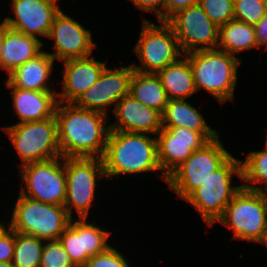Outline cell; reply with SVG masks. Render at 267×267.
I'll return each instance as SVG.
<instances>
[{
  "label": "cell",
  "instance_id": "obj_1",
  "mask_svg": "<svg viewBox=\"0 0 267 267\" xmlns=\"http://www.w3.org/2000/svg\"><path fill=\"white\" fill-rule=\"evenodd\" d=\"M55 118L61 157H103L110 133V126L106 125L108 115L58 102Z\"/></svg>",
  "mask_w": 267,
  "mask_h": 267
},
{
  "label": "cell",
  "instance_id": "obj_2",
  "mask_svg": "<svg viewBox=\"0 0 267 267\" xmlns=\"http://www.w3.org/2000/svg\"><path fill=\"white\" fill-rule=\"evenodd\" d=\"M102 162L108 180L125 173L161 171L157 139L147 133L110 131Z\"/></svg>",
  "mask_w": 267,
  "mask_h": 267
},
{
  "label": "cell",
  "instance_id": "obj_3",
  "mask_svg": "<svg viewBox=\"0 0 267 267\" xmlns=\"http://www.w3.org/2000/svg\"><path fill=\"white\" fill-rule=\"evenodd\" d=\"M184 57L191 64L197 91L205 89L222 104L233 100L239 57L218 48L191 52Z\"/></svg>",
  "mask_w": 267,
  "mask_h": 267
},
{
  "label": "cell",
  "instance_id": "obj_4",
  "mask_svg": "<svg viewBox=\"0 0 267 267\" xmlns=\"http://www.w3.org/2000/svg\"><path fill=\"white\" fill-rule=\"evenodd\" d=\"M242 179L241 160L230 156L206 181L194 190L186 199L200 213L208 226L223 215L225 207L243 187L231 185L232 176Z\"/></svg>",
  "mask_w": 267,
  "mask_h": 267
},
{
  "label": "cell",
  "instance_id": "obj_5",
  "mask_svg": "<svg viewBox=\"0 0 267 267\" xmlns=\"http://www.w3.org/2000/svg\"><path fill=\"white\" fill-rule=\"evenodd\" d=\"M71 217L64 206L37 201L19 193L9 226L18 233L41 240H56Z\"/></svg>",
  "mask_w": 267,
  "mask_h": 267
},
{
  "label": "cell",
  "instance_id": "obj_6",
  "mask_svg": "<svg viewBox=\"0 0 267 267\" xmlns=\"http://www.w3.org/2000/svg\"><path fill=\"white\" fill-rule=\"evenodd\" d=\"M15 147L22 165L61 157L55 115L42 121L2 127Z\"/></svg>",
  "mask_w": 267,
  "mask_h": 267
},
{
  "label": "cell",
  "instance_id": "obj_7",
  "mask_svg": "<svg viewBox=\"0 0 267 267\" xmlns=\"http://www.w3.org/2000/svg\"><path fill=\"white\" fill-rule=\"evenodd\" d=\"M223 146L218 136L209 140L167 177L178 198L185 200L231 156Z\"/></svg>",
  "mask_w": 267,
  "mask_h": 267
},
{
  "label": "cell",
  "instance_id": "obj_8",
  "mask_svg": "<svg viewBox=\"0 0 267 267\" xmlns=\"http://www.w3.org/2000/svg\"><path fill=\"white\" fill-rule=\"evenodd\" d=\"M161 22L162 24L155 25L143 17L140 36L133 50L138 55L141 66L133 62L131 65L134 70L157 73L184 57L172 27L166 21Z\"/></svg>",
  "mask_w": 267,
  "mask_h": 267
},
{
  "label": "cell",
  "instance_id": "obj_9",
  "mask_svg": "<svg viewBox=\"0 0 267 267\" xmlns=\"http://www.w3.org/2000/svg\"><path fill=\"white\" fill-rule=\"evenodd\" d=\"M217 221L233 230V239L255 242L267 228L265 196L242 187Z\"/></svg>",
  "mask_w": 267,
  "mask_h": 267
},
{
  "label": "cell",
  "instance_id": "obj_10",
  "mask_svg": "<svg viewBox=\"0 0 267 267\" xmlns=\"http://www.w3.org/2000/svg\"><path fill=\"white\" fill-rule=\"evenodd\" d=\"M66 199L64 207L72 218L73 208L79 218H87L95 187L100 178H106L102 158H65Z\"/></svg>",
  "mask_w": 267,
  "mask_h": 267
},
{
  "label": "cell",
  "instance_id": "obj_11",
  "mask_svg": "<svg viewBox=\"0 0 267 267\" xmlns=\"http://www.w3.org/2000/svg\"><path fill=\"white\" fill-rule=\"evenodd\" d=\"M53 158L46 161L20 165L21 178L25 187L20 194L44 203L64 206L66 199L65 158ZM63 166V167H62Z\"/></svg>",
  "mask_w": 267,
  "mask_h": 267
},
{
  "label": "cell",
  "instance_id": "obj_12",
  "mask_svg": "<svg viewBox=\"0 0 267 267\" xmlns=\"http://www.w3.org/2000/svg\"><path fill=\"white\" fill-rule=\"evenodd\" d=\"M166 22L172 27L183 55L218 47L219 27L199 3L175 12Z\"/></svg>",
  "mask_w": 267,
  "mask_h": 267
},
{
  "label": "cell",
  "instance_id": "obj_13",
  "mask_svg": "<svg viewBox=\"0 0 267 267\" xmlns=\"http://www.w3.org/2000/svg\"><path fill=\"white\" fill-rule=\"evenodd\" d=\"M157 136L158 161L162 170L160 177L165 182L167 177L194 151L208 142L200 132L183 127L162 128Z\"/></svg>",
  "mask_w": 267,
  "mask_h": 267
},
{
  "label": "cell",
  "instance_id": "obj_14",
  "mask_svg": "<svg viewBox=\"0 0 267 267\" xmlns=\"http://www.w3.org/2000/svg\"><path fill=\"white\" fill-rule=\"evenodd\" d=\"M134 72L132 65L102 71L99 79L88 88L74 104L80 108L95 110L106 115L107 106L117 103L129 94L130 79Z\"/></svg>",
  "mask_w": 267,
  "mask_h": 267
},
{
  "label": "cell",
  "instance_id": "obj_15",
  "mask_svg": "<svg viewBox=\"0 0 267 267\" xmlns=\"http://www.w3.org/2000/svg\"><path fill=\"white\" fill-rule=\"evenodd\" d=\"M92 33L78 21L60 11L55 15L48 37L54 39L55 53H49L54 59L66 61L92 55L96 44Z\"/></svg>",
  "mask_w": 267,
  "mask_h": 267
},
{
  "label": "cell",
  "instance_id": "obj_16",
  "mask_svg": "<svg viewBox=\"0 0 267 267\" xmlns=\"http://www.w3.org/2000/svg\"><path fill=\"white\" fill-rule=\"evenodd\" d=\"M110 234L94 223H87L86 218H80V220L71 218L59 240L72 262L77 267H84L90 257L109 247L107 240Z\"/></svg>",
  "mask_w": 267,
  "mask_h": 267
},
{
  "label": "cell",
  "instance_id": "obj_17",
  "mask_svg": "<svg viewBox=\"0 0 267 267\" xmlns=\"http://www.w3.org/2000/svg\"><path fill=\"white\" fill-rule=\"evenodd\" d=\"M15 19L5 17L3 24L23 34L48 37L53 19L60 11L55 0H12Z\"/></svg>",
  "mask_w": 267,
  "mask_h": 267
},
{
  "label": "cell",
  "instance_id": "obj_18",
  "mask_svg": "<svg viewBox=\"0 0 267 267\" xmlns=\"http://www.w3.org/2000/svg\"><path fill=\"white\" fill-rule=\"evenodd\" d=\"M113 114L117 117L110 124V131H126L136 133H151L157 135L162 127V113L142 105L130 94L122 97L114 104Z\"/></svg>",
  "mask_w": 267,
  "mask_h": 267
},
{
  "label": "cell",
  "instance_id": "obj_19",
  "mask_svg": "<svg viewBox=\"0 0 267 267\" xmlns=\"http://www.w3.org/2000/svg\"><path fill=\"white\" fill-rule=\"evenodd\" d=\"M62 92H57L58 102L74 103L88 88L99 79L106 67L95 58L70 59L63 61Z\"/></svg>",
  "mask_w": 267,
  "mask_h": 267
},
{
  "label": "cell",
  "instance_id": "obj_20",
  "mask_svg": "<svg viewBox=\"0 0 267 267\" xmlns=\"http://www.w3.org/2000/svg\"><path fill=\"white\" fill-rule=\"evenodd\" d=\"M6 88H12L14 112L20 122H35L51 118L55 115L58 103L57 91H31L14 87L6 80Z\"/></svg>",
  "mask_w": 267,
  "mask_h": 267
},
{
  "label": "cell",
  "instance_id": "obj_21",
  "mask_svg": "<svg viewBox=\"0 0 267 267\" xmlns=\"http://www.w3.org/2000/svg\"><path fill=\"white\" fill-rule=\"evenodd\" d=\"M43 42L39 38L13 30L4 24L1 69L12 73L30 59L42 52Z\"/></svg>",
  "mask_w": 267,
  "mask_h": 267
},
{
  "label": "cell",
  "instance_id": "obj_22",
  "mask_svg": "<svg viewBox=\"0 0 267 267\" xmlns=\"http://www.w3.org/2000/svg\"><path fill=\"white\" fill-rule=\"evenodd\" d=\"M54 58L42 51L36 57L18 66L8 75V81L17 88L31 91H54L48 85L52 75Z\"/></svg>",
  "mask_w": 267,
  "mask_h": 267
},
{
  "label": "cell",
  "instance_id": "obj_23",
  "mask_svg": "<svg viewBox=\"0 0 267 267\" xmlns=\"http://www.w3.org/2000/svg\"><path fill=\"white\" fill-rule=\"evenodd\" d=\"M163 128H187L200 132L208 141L218 136L211 129L199 111L184 100H168L162 113Z\"/></svg>",
  "mask_w": 267,
  "mask_h": 267
},
{
  "label": "cell",
  "instance_id": "obj_24",
  "mask_svg": "<svg viewBox=\"0 0 267 267\" xmlns=\"http://www.w3.org/2000/svg\"><path fill=\"white\" fill-rule=\"evenodd\" d=\"M168 100H186L197 92L189 59L179 58L156 73Z\"/></svg>",
  "mask_w": 267,
  "mask_h": 267
},
{
  "label": "cell",
  "instance_id": "obj_25",
  "mask_svg": "<svg viewBox=\"0 0 267 267\" xmlns=\"http://www.w3.org/2000/svg\"><path fill=\"white\" fill-rule=\"evenodd\" d=\"M129 94L142 105L152 107L163 113L168 97L156 73H143L134 70L130 79Z\"/></svg>",
  "mask_w": 267,
  "mask_h": 267
},
{
  "label": "cell",
  "instance_id": "obj_26",
  "mask_svg": "<svg viewBox=\"0 0 267 267\" xmlns=\"http://www.w3.org/2000/svg\"><path fill=\"white\" fill-rule=\"evenodd\" d=\"M253 47L259 49L254 25L234 19L219 27L218 49L236 56V53Z\"/></svg>",
  "mask_w": 267,
  "mask_h": 267
},
{
  "label": "cell",
  "instance_id": "obj_27",
  "mask_svg": "<svg viewBox=\"0 0 267 267\" xmlns=\"http://www.w3.org/2000/svg\"><path fill=\"white\" fill-rule=\"evenodd\" d=\"M44 240L15 232L12 264L14 267H39Z\"/></svg>",
  "mask_w": 267,
  "mask_h": 267
},
{
  "label": "cell",
  "instance_id": "obj_28",
  "mask_svg": "<svg viewBox=\"0 0 267 267\" xmlns=\"http://www.w3.org/2000/svg\"><path fill=\"white\" fill-rule=\"evenodd\" d=\"M265 144V150L249 152L246 159L241 160V180L245 182L242 184L243 188L253 191H261L267 188V143ZM246 182L254 183V185L262 183L263 188L254 187Z\"/></svg>",
  "mask_w": 267,
  "mask_h": 267
},
{
  "label": "cell",
  "instance_id": "obj_29",
  "mask_svg": "<svg viewBox=\"0 0 267 267\" xmlns=\"http://www.w3.org/2000/svg\"><path fill=\"white\" fill-rule=\"evenodd\" d=\"M234 19L256 25L267 13V0H234Z\"/></svg>",
  "mask_w": 267,
  "mask_h": 267
},
{
  "label": "cell",
  "instance_id": "obj_30",
  "mask_svg": "<svg viewBox=\"0 0 267 267\" xmlns=\"http://www.w3.org/2000/svg\"><path fill=\"white\" fill-rule=\"evenodd\" d=\"M39 267H77L63 248L61 241L48 240L44 244Z\"/></svg>",
  "mask_w": 267,
  "mask_h": 267
},
{
  "label": "cell",
  "instance_id": "obj_31",
  "mask_svg": "<svg viewBox=\"0 0 267 267\" xmlns=\"http://www.w3.org/2000/svg\"><path fill=\"white\" fill-rule=\"evenodd\" d=\"M234 0H200L205 14L218 27L234 20Z\"/></svg>",
  "mask_w": 267,
  "mask_h": 267
},
{
  "label": "cell",
  "instance_id": "obj_32",
  "mask_svg": "<svg viewBox=\"0 0 267 267\" xmlns=\"http://www.w3.org/2000/svg\"><path fill=\"white\" fill-rule=\"evenodd\" d=\"M84 267H130L124 256L109 246L105 251L90 257Z\"/></svg>",
  "mask_w": 267,
  "mask_h": 267
},
{
  "label": "cell",
  "instance_id": "obj_33",
  "mask_svg": "<svg viewBox=\"0 0 267 267\" xmlns=\"http://www.w3.org/2000/svg\"><path fill=\"white\" fill-rule=\"evenodd\" d=\"M15 246V231L0 222V262H12Z\"/></svg>",
  "mask_w": 267,
  "mask_h": 267
},
{
  "label": "cell",
  "instance_id": "obj_34",
  "mask_svg": "<svg viewBox=\"0 0 267 267\" xmlns=\"http://www.w3.org/2000/svg\"><path fill=\"white\" fill-rule=\"evenodd\" d=\"M134 7L139 8L143 11L153 13L156 12L158 21H164V7L166 0H130ZM159 7H162L159 8Z\"/></svg>",
  "mask_w": 267,
  "mask_h": 267
},
{
  "label": "cell",
  "instance_id": "obj_35",
  "mask_svg": "<svg viewBox=\"0 0 267 267\" xmlns=\"http://www.w3.org/2000/svg\"><path fill=\"white\" fill-rule=\"evenodd\" d=\"M200 0H166L164 7V21H166L175 12L198 4Z\"/></svg>",
  "mask_w": 267,
  "mask_h": 267
},
{
  "label": "cell",
  "instance_id": "obj_36",
  "mask_svg": "<svg viewBox=\"0 0 267 267\" xmlns=\"http://www.w3.org/2000/svg\"><path fill=\"white\" fill-rule=\"evenodd\" d=\"M254 29L258 47L260 48L265 44L267 48V13L256 25H254Z\"/></svg>",
  "mask_w": 267,
  "mask_h": 267
},
{
  "label": "cell",
  "instance_id": "obj_37",
  "mask_svg": "<svg viewBox=\"0 0 267 267\" xmlns=\"http://www.w3.org/2000/svg\"><path fill=\"white\" fill-rule=\"evenodd\" d=\"M3 39H4V24L0 23V69H1V55L3 50Z\"/></svg>",
  "mask_w": 267,
  "mask_h": 267
},
{
  "label": "cell",
  "instance_id": "obj_38",
  "mask_svg": "<svg viewBox=\"0 0 267 267\" xmlns=\"http://www.w3.org/2000/svg\"><path fill=\"white\" fill-rule=\"evenodd\" d=\"M261 244H265L267 247V228L265 229V231L262 233V235L255 241Z\"/></svg>",
  "mask_w": 267,
  "mask_h": 267
},
{
  "label": "cell",
  "instance_id": "obj_39",
  "mask_svg": "<svg viewBox=\"0 0 267 267\" xmlns=\"http://www.w3.org/2000/svg\"><path fill=\"white\" fill-rule=\"evenodd\" d=\"M0 267H14L12 262H0Z\"/></svg>",
  "mask_w": 267,
  "mask_h": 267
},
{
  "label": "cell",
  "instance_id": "obj_40",
  "mask_svg": "<svg viewBox=\"0 0 267 267\" xmlns=\"http://www.w3.org/2000/svg\"><path fill=\"white\" fill-rule=\"evenodd\" d=\"M261 192H262L263 195L265 196L266 203H267V188L262 189Z\"/></svg>",
  "mask_w": 267,
  "mask_h": 267
}]
</instances>
